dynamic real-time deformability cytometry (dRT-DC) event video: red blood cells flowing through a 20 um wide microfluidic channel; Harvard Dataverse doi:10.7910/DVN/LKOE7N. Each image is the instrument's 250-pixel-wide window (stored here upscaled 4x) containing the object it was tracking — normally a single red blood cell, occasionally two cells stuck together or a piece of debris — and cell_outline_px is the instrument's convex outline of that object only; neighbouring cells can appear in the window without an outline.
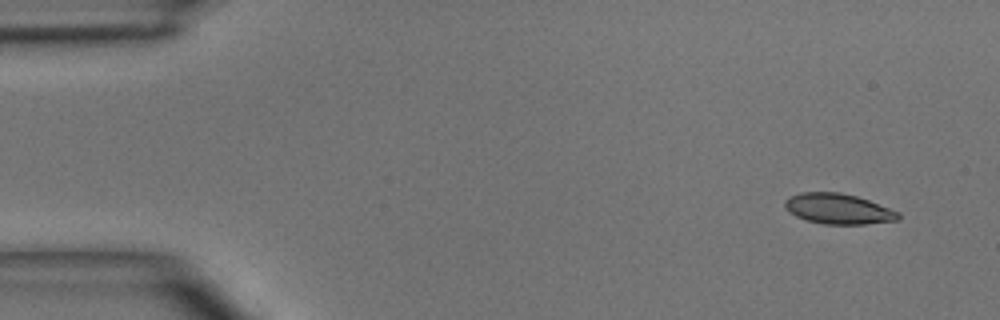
{"species": "common noctule bat (a hibernating species)", "species_latin": "Nyctalus noctula", "temperature_condition": "room temperature", "stored_images_in_passage": 4, "camera_frame_rate_fps": 3000, "um_per_image_px": 0.085, "animal": {"sex": "male", "body_mass_g": 15.6}, "frame": {"image": 1, "passage_image": 1, "time_ms": 0.0, "image_size_px": [1000, 320], "cell_outline_px": [[900, 220], [864, 224], [824, 224], [808, 220], [796, 216], [788, 212], [784, 208], [784, 200], [800, 192], [840, 192], [856, 196], [868, 200], [900, 212]], "centroid_in_image_um": [71.25, 17.75], "position_along_channel_um": 13.8, "area_um2": 20.11}}
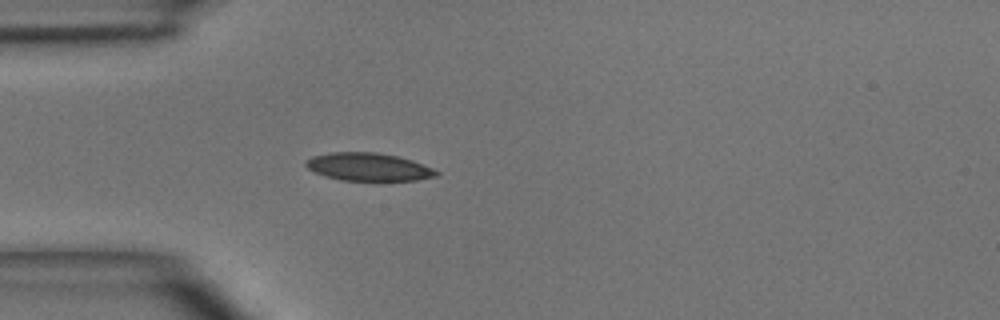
{"frame": {"image": 2, "passage_image": 4, "time_ms": 3.333, "image_size_px": [1000, 320], "cell_outline_px": [[440, 172], [436, 176], [416, 180], [380, 184], [340, 180], [316, 172], [308, 168], [304, 164], [304, 160], [312, 156], [332, 152], [376, 152], [396, 156], [412, 160], [424, 164]], "centroid_in_image_um": [31.36, 14.24], "position_along_channel_um": 53.6, "area_um2": 22.14}}